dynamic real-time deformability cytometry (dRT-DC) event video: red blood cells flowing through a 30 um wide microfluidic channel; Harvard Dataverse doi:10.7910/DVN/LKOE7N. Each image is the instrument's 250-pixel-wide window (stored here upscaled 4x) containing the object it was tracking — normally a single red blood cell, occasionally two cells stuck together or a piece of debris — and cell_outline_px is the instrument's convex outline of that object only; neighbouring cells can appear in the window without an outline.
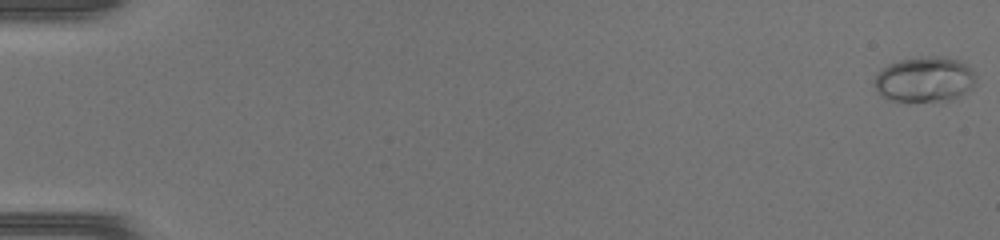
{"species": "common noctule bat (a hibernating species)", "species_latin": "Nyctalus noctula", "temperature_condition": "warm", "stored_images_in_passage": 45, "camera_frame_rate_fps": 3000, "um_per_image_px": 0.085, "animal": {"sex": "female", "body_mass_g": 17.0, "forearm_length_mm": 48.0}, "frame": {"image": 1, "passage_image": 1, "time_ms": 0.0, "image_size_px": [1000, 240], "cell_outline_px": [[976, 80], [972, 88], [956, 100], [892, 100], [884, 96], [872, 84], [872, 80], [888, 64], [900, 60], [924, 56], [940, 56], [956, 60], [964, 64], [976, 72]], "centroid_in_image_um": [78.64, 6.74], "position_along_channel_um": 6.4, "area_um2": 26.59}}
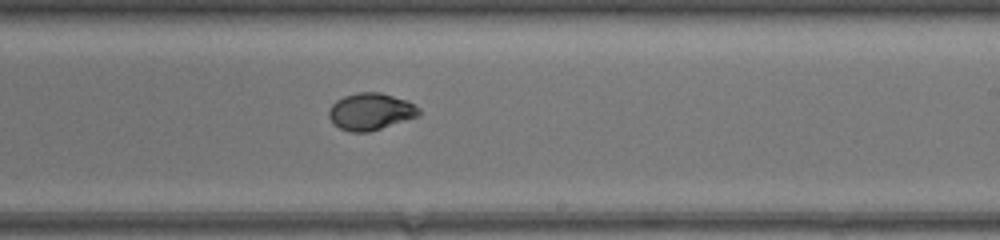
{"frame": {"image": 2, "passage_image": 32, "time_ms": 10.333, "image_size_px": [1000, 240], "cell_outline_px": [[420, 116], [368, 132], [348, 132], [332, 124], [328, 116], [328, 112], [332, 104], [336, 100], [344, 96], [356, 92], [380, 92], [408, 100], [420, 108]], "centroid_in_image_um": [31.5, 9.48], "position_along_channel_um": 257.5, "area_um2": 19.65}}
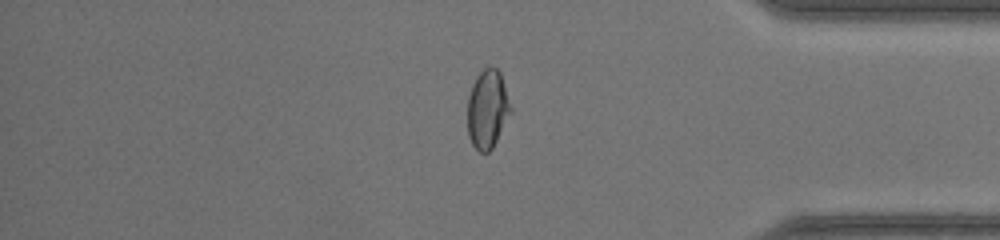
{"frame": {"image": 3, "passage_image": 43, "time_ms": 14.0, "image_size_px": [1000, 240], "cell_outline_px": [[512, 112], [492, 148], [488, 152], [480, 152], [472, 144], [468, 136], [468, 96], [472, 84], [476, 76], [484, 68], [496, 68], [500, 72], [512, 108]], "centroid_in_image_um": [41.44, 9.28], "position_along_channel_um": 393.8, "area_um2": 19.71}}